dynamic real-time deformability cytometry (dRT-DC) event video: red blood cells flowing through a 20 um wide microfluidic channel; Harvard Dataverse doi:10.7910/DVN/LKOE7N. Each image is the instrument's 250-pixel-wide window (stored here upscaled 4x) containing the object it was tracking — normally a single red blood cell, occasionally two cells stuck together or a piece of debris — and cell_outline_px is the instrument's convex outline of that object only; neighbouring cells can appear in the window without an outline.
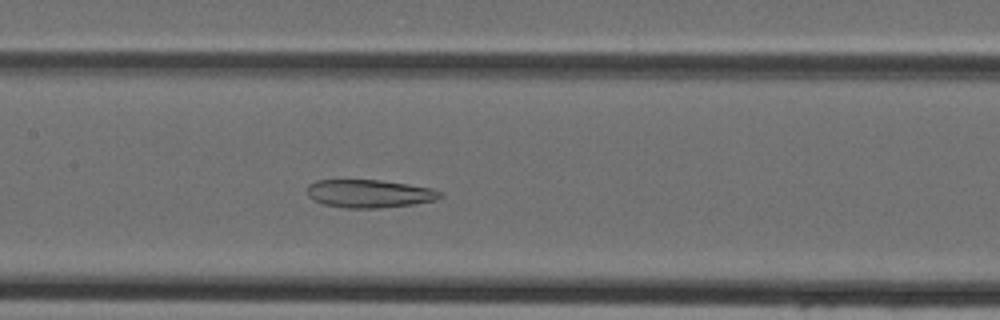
{"species": "Egyptian fruit bat (a non-hibernating species)", "species_latin": "Rousettus aegyptiacus", "temperature_condition": "cold", "stored_images_in_passage": 37, "camera_frame_rate_fps": 3000, "um_per_image_px": 0.085, "animal": {"sex": "female"}, "frame": {"image": 1, "passage_image": 13, "time_ms": 4.0, "image_size_px": [1000, 320], "cell_outline_px": [[444, 196], [436, 200], [416, 204], [380, 208], [344, 208], [324, 204], [312, 200], [308, 196], [308, 184], [316, 180], [380, 180], [408, 184], [432, 188], [444, 192]], "centroid_in_image_um": [31.43, 16.46], "position_along_channel_um": 176.0, "area_um2": 22.02}}
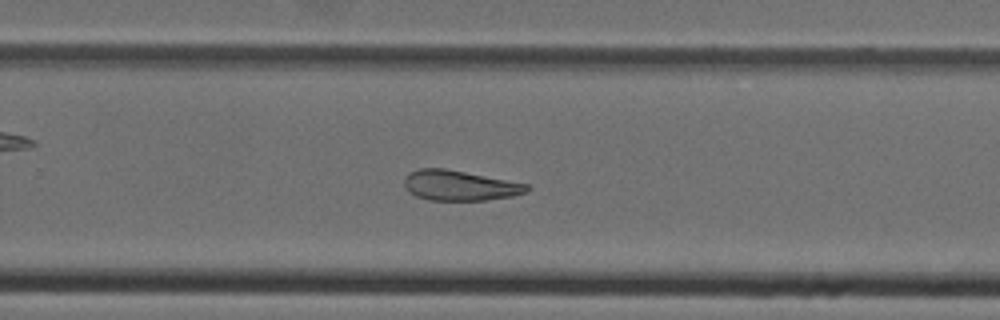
{"frame": {"image": 2, "passage_image": 21, "time_ms": 6.667, "image_size_px": [1000, 320], "cell_outline_px": [[532, 188], [528, 192], [512, 196], [484, 200], [428, 200], [416, 196], [408, 192], [404, 184], [404, 176], [408, 172], [420, 168], [444, 168], [528, 184]], "centroid_in_image_um": [39.05, 15.76], "position_along_channel_um": 290.8, "area_um2": 21.62}}
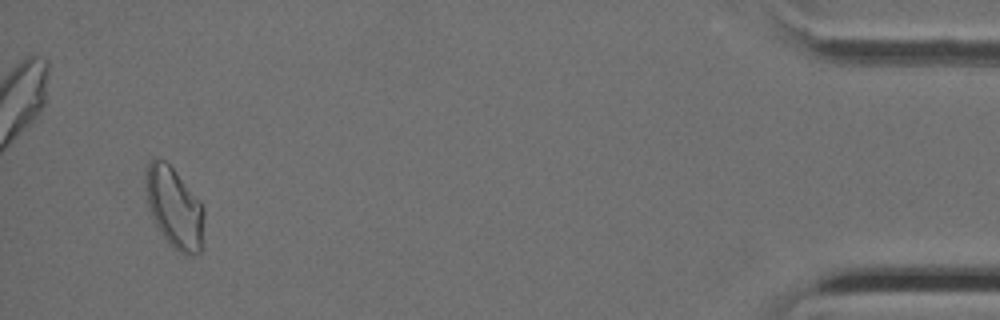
{"frame": {"image": 3, "passage_image": 35, "time_ms": 11.333, "image_size_px": [1000, 320], "cell_outline_px": [[204, 212], [200, 252], [196, 256], [184, 256], [164, 236], [156, 224], [148, 208], [144, 188], [144, 180], [148, 164], [152, 160], [164, 160], [172, 168], [200, 200], [204, 208]], "centroid_in_image_um": [14.81, 17.66], "position_along_channel_um": 420.4, "area_um2": 27.17}}